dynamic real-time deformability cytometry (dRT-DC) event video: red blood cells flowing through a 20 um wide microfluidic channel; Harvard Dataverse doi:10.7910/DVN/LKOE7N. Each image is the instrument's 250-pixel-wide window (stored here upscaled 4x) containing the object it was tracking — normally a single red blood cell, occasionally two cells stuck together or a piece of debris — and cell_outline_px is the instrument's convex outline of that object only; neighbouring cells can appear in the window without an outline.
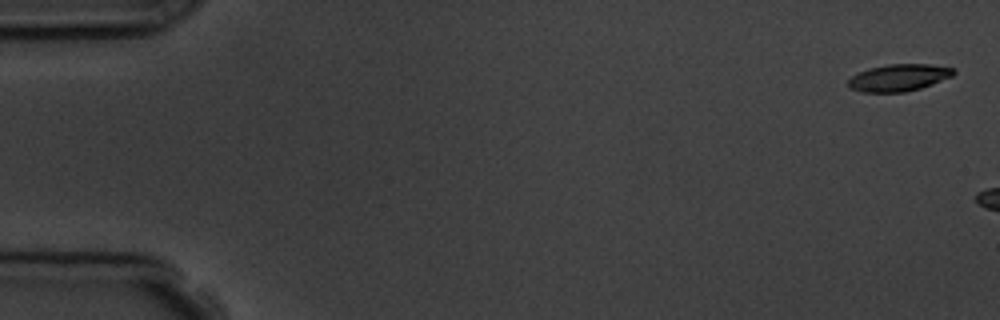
{"species": "common noctule bat (a hibernating species)", "species_latin": "Nyctalus noctula", "temperature_condition": "room temperature", "stored_images_in_passage": 3, "camera_frame_rate_fps": 3000, "um_per_image_px": 0.085, "animal": {"sex": "male", "body_mass_g": 19.5, "forearm_length_mm": 54.6}, "frame": {"image": 1, "passage_image": 1, "time_ms": 0.0, "image_size_px": [1000, 320], "cell_outline_px": [[956, 72], [952, 76], [932, 84], [920, 88], [904, 92], [864, 92], [848, 88], [848, 80], [852, 76], [868, 68], [888, 64], [928, 64], [956, 68]], "centroid_in_image_um": [76.4, 6.59], "position_along_channel_um": 8.6, "area_um2": 16.59}}